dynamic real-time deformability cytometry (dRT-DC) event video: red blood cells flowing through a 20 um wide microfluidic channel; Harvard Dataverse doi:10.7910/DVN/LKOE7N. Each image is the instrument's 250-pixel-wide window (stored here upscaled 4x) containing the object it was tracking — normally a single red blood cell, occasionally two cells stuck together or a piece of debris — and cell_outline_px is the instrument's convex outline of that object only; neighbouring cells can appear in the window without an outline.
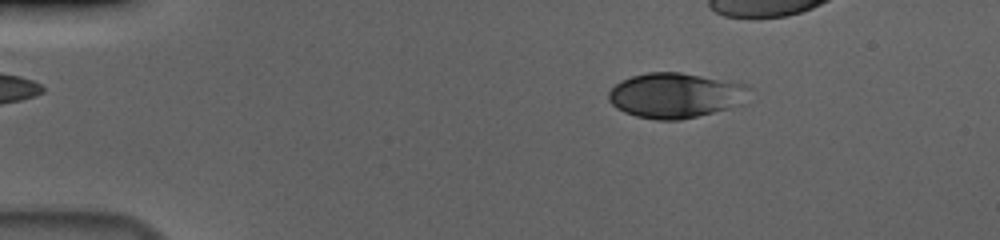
{"species": "human", "species_latin": "Homo sapiens", "temperature_condition": "cold", "stored_images_in_passage": 46, "camera_frame_rate_fps": 3000, "um_per_image_px": 0.085, "donor": {"sex": "male"}, "frame": {"image": 1, "passage_image": 9, "time_ms": 2.667, "image_size_px": [1000, 240], "cell_outline_px": [[748, 88], [728, 108], [680, 120], [656, 120], [636, 116], [624, 112], [616, 108], [608, 100], [608, 92], [620, 80], [632, 76], [648, 72], [680, 72], [748, 84]], "centroid_in_image_um": [57.25, 8.09], "position_along_channel_um": 27.7, "area_um2": 36.07}}
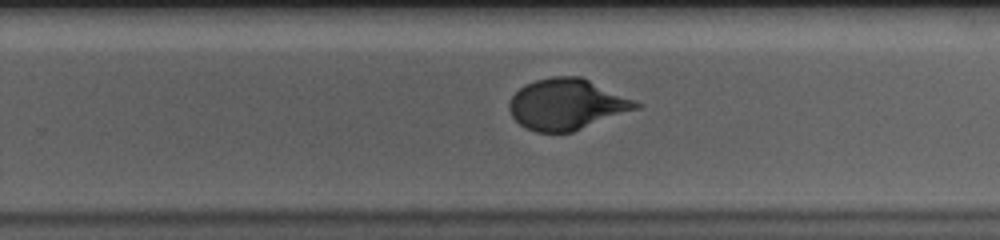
{"frame": {"image": 2, "passage_image": 36, "time_ms": 11.667, "image_size_px": [1000, 240], "cell_outline_px": [[644, 104], [640, 108], [572, 132], [536, 132], [524, 128], [512, 116], [508, 108], [508, 104], [512, 96], [524, 84], [536, 80], [552, 76], [580, 76]], "centroid_in_image_um": [48.17, 8.87], "position_along_channel_um": 281.6, "area_um2": 37.63}}
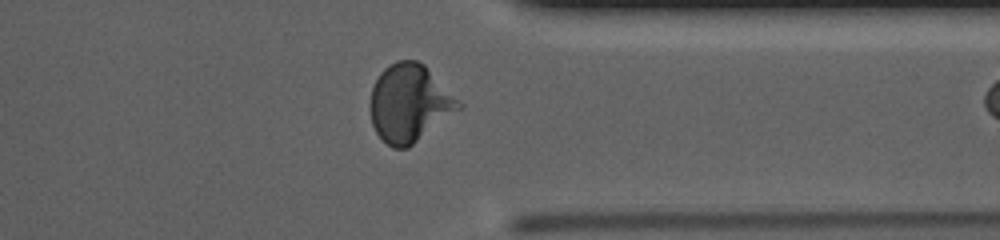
{"frame": {"image": 3, "passage_image": 44, "time_ms": 14.333, "image_size_px": [1000, 240], "cell_outline_px": [[464, 108], [408, 148], [392, 148], [376, 132], [372, 124], [372, 88], [380, 72], [388, 64], [396, 60], [416, 60], [424, 64], [464, 104]], "centroid_in_image_um": [34.87, 8.77], "position_along_channel_um": 376.5, "area_um2": 40.11}}